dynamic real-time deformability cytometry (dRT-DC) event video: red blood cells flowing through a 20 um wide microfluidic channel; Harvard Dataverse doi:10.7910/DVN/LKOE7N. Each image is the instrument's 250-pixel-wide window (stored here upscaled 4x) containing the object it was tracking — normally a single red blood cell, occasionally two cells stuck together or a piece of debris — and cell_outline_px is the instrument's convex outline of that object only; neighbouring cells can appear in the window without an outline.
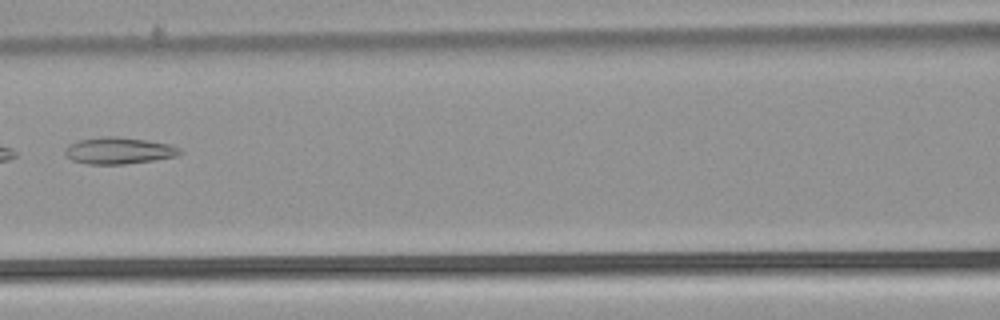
{"species": "common noctule bat (a hibernating species)", "species_latin": "Nyctalus noctula", "temperature_condition": "warm", "stored_images_in_passage": 4, "camera_frame_rate_fps": 3000, "um_per_image_px": 0.085, "animal": {"sex": "male", "body_mass_g": 21.5, "forearm_length_mm": 52.0}, "frame": {"image": 1, "passage_image": 3, "time_ms": 0.667, "image_size_px": [1000, 320], "cell_outline_px": [[184, 152], [176, 156], [152, 160], [124, 164], [88, 164], [72, 160], [64, 152], [68, 144], [80, 140], [104, 136], [116, 136], [144, 140], [168, 144], [180, 148]], "centroid_in_image_um": [10.09, 12.8], "position_along_channel_um": 156.5, "area_um2": 17.63}}
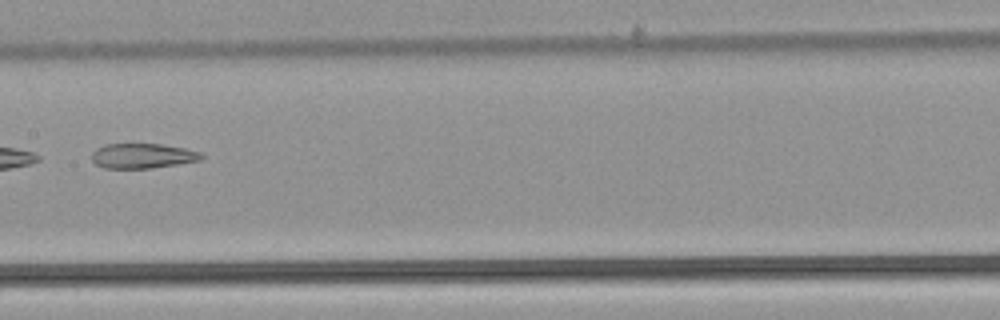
{"frame": {"image": 2, "passage_image": 4, "time_ms": 1.0, "image_size_px": [1000, 320], "cell_outline_px": [[204, 156], [200, 160], [176, 164], [148, 168], [104, 168], [96, 164], [92, 160], [92, 152], [96, 148], [104, 144], [160, 144], [184, 148], [200, 152]], "centroid_in_image_um": [12.08, 13.24], "position_along_channel_um": 195.3, "area_um2": 15.78}}